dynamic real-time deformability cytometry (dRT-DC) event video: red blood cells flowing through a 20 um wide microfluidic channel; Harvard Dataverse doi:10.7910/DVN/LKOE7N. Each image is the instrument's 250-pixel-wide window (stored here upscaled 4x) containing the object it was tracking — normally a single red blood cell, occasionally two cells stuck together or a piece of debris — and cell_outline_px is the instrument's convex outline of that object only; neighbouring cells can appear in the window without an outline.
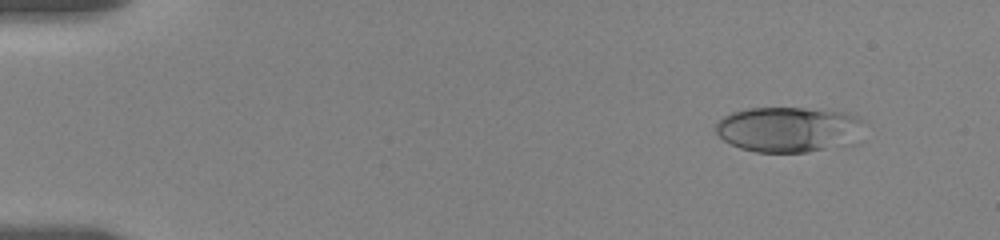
{"species": "human", "species_latin": "Homo sapiens", "temperature_condition": "room temperature", "stored_images_in_passage": 13, "camera_frame_rate_fps": 3000, "um_per_image_px": 0.085, "donor": {"sex": "female"}, "frame": {"image": 1, "passage_image": 3, "time_ms": 1.667, "image_size_px": [1000, 240], "cell_outline_px": [[860, 120], [856, 144], [804, 152], [756, 152], [740, 148], [724, 140], [716, 132], [716, 124], [724, 116], [732, 112], [748, 108], [804, 108], [848, 112], [856, 116]], "centroid_in_image_um": [67.02, 11.0], "position_along_channel_um": 18.0, "area_um2": 39.07}}
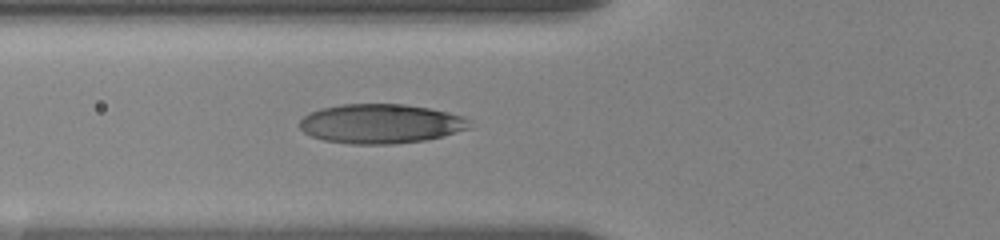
{"frame": {"image": 2, "passage_image": 9, "time_ms": 7.0, "image_size_px": [1000, 240], "cell_outline_px": [[472, 128], [444, 136], [424, 140], [392, 144], [352, 144], [324, 140], [312, 136], [304, 132], [300, 128], [300, 120], [304, 116], [320, 108], [340, 104], [404, 104], [428, 108], [448, 112], [464, 116], [472, 120]], "centroid_in_image_um": [32.41, 10.51], "position_along_channel_um": 93.4, "area_um2": 39.25}}
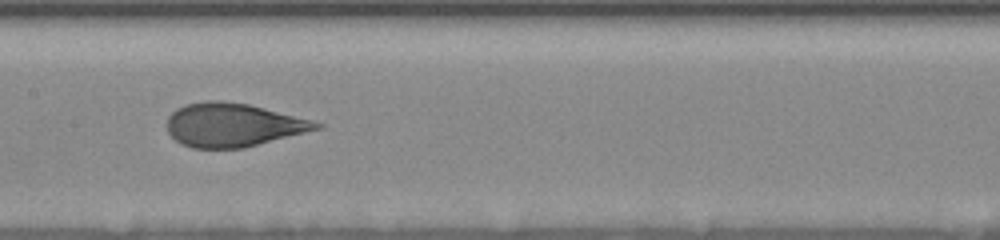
{"frame": {"image": 3, "passage_image": 12, "time_ms": 9.667, "image_size_px": [1000, 240], "cell_outline_px": [[324, 124], [320, 128], [244, 148], [192, 148], [180, 144], [168, 132], [168, 116], [176, 108], [188, 104], [208, 100], [220, 100], [248, 104], [312, 120]], "centroid_in_image_um": [19.77, 10.62], "position_along_channel_um": 187.6, "area_um2": 37.57}}